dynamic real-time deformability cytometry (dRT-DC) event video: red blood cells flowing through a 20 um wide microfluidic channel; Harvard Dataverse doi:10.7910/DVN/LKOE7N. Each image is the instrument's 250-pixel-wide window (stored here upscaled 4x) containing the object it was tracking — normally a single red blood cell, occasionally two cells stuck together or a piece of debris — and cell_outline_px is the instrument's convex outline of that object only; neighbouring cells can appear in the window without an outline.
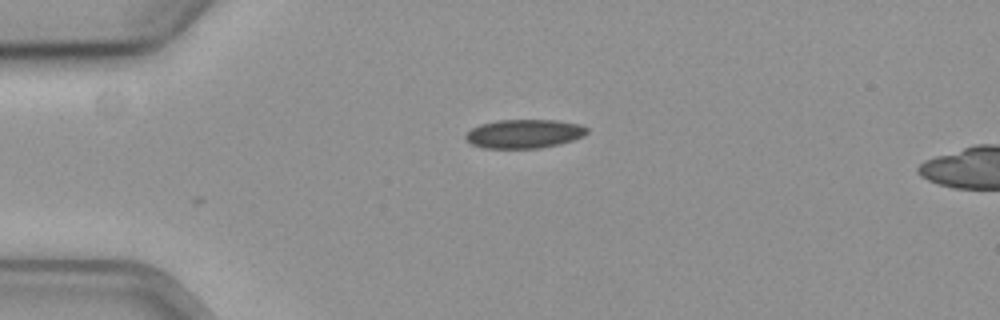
{"species": "common noctule bat (a hibernating species)", "species_latin": "Nyctalus noctula", "temperature_condition": "cold", "stored_images_in_passage": 32, "camera_frame_rate_fps": 3000, "um_per_image_px": 0.085, "animal": {"sex": "female", "body_mass_g": 19.3, "forearm_length_mm": 54.1}, "frame": {"image": 1, "passage_image": 1, "time_ms": 0.0, "image_size_px": [1000, 320], "cell_outline_px": [[588, 132], [584, 136], [560, 144], [540, 148], [484, 148], [472, 144], [464, 136], [472, 128], [480, 124], [496, 120], [556, 120], [580, 124], [588, 128]], "centroid_in_image_um": [44.58, 11.36], "position_along_channel_um": 40.4, "area_um2": 20.4}}
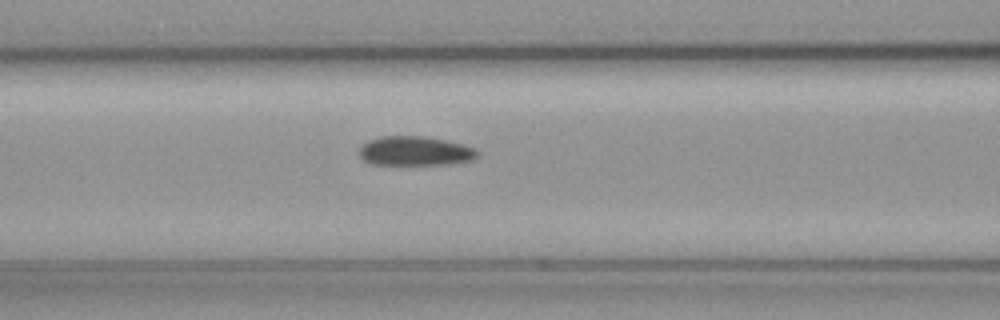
{"frame": {"image": 2, "passage_image": 11, "time_ms": 3.333, "image_size_px": [1000, 320], "cell_outline_px": [[480, 156], [472, 160], [448, 164], [372, 164], [364, 160], [360, 156], [360, 144], [368, 140], [380, 136], [424, 136], [448, 140], [464, 144], [476, 148], [480, 152]], "centroid_in_image_um": [35.32, 12.82], "position_along_channel_um": 131.3, "area_um2": 20.46}}
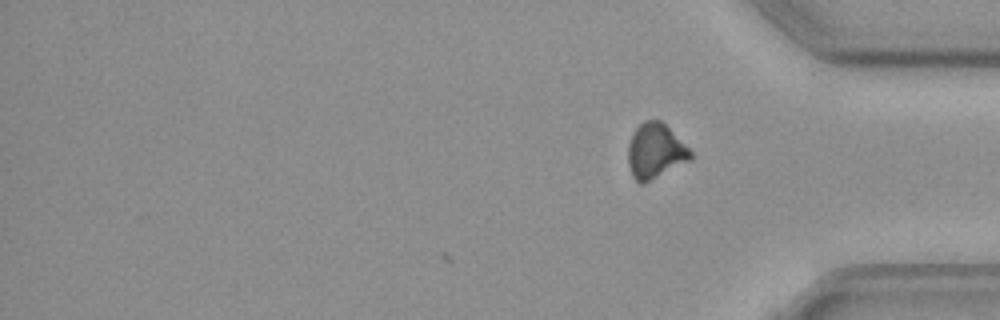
{"frame": {"image": 3, "passage_image": 32, "time_ms": 10.333, "image_size_px": [1000, 320], "cell_outline_px": [[692, 160], [644, 184], [640, 184], [632, 176], [628, 164], [628, 144], [632, 132], [644, 120], [660, 120], [692, 152]], "centroid_in_image_um": [55.68, 12.87], "position_along_channel_um": 379.5, "area_um2": 20.06}}